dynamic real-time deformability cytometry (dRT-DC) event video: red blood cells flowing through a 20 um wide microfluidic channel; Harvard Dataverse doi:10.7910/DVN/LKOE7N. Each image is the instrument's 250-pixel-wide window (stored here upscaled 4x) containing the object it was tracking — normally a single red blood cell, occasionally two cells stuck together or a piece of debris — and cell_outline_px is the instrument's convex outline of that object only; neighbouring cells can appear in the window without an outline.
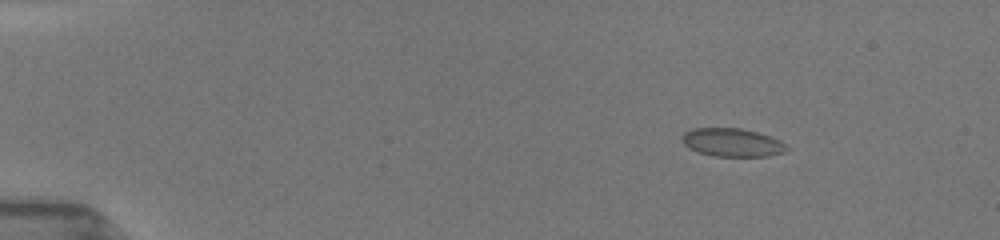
{"species": "common noctule bat (a hibernating species)", "species_latin": "Nyctalus noctula", "temperature_condition": "room temperature", "stored_images_in_passage": 46, "camera_frame_rate_fps": 3000, "um_per_image_px": 0.085, "animal": {"sex": "female", "body_mass_g": 19.5, "forearm_length_mm": 54.1}, "frame": {"image": 1, "passage_image": 4, "time_ms": 2.0, "image_size_px": [1000, 240], "cell_outline_px": [[788, 148], [784, 152], [768, 156], [712, 156], [688, 148], [680, 140], [680, 136], [684, 132], [692, 128], [740, 128], [756, 132], [780, 140], [788, 144]], "centroid_in_image_um": [62.2, 12.11], "position_along_channel_um": 22.8, "area_um2": 17.34}}
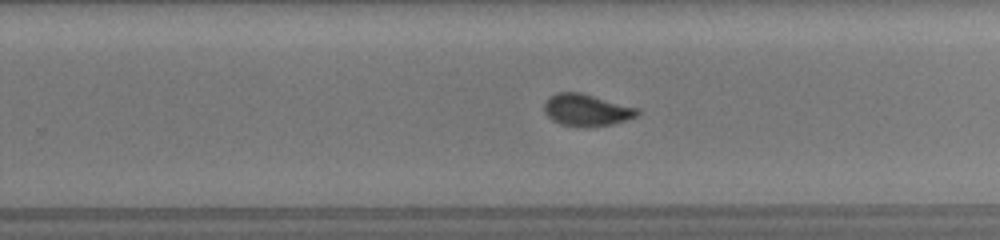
{"frame": {"image": 2, "passage_image": 22, "time_ms": 11.0, "image_size_px": [1000, 240], "cell_outline_px": [[640, 116], [612, 124], [588, 128], [584, 128], [560, 124], [552, 120], [544, 112], [544, 104], [548, 96], [556, 92], [580, 92], [640, 108]], "centroid_in_image_um": [49.88, 9.36], "position_along_channel_um": 279.9, "area_um2": 17.8}}
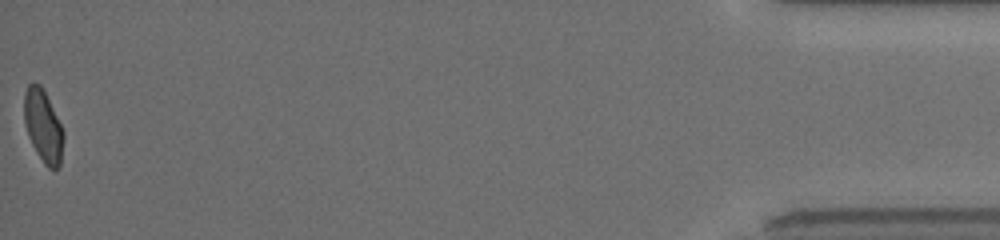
{"frame": {"image": 3, "passage_image": 46, "time_ms": 17.0, "image_size_px": [1000, 240], "cell_outline_px": [[64, 136], [60, 164], [52, 172], [44, 164], [36, 152], [28, 136], [24, 120], [24, 92], [28, 84], [40, 84], [64, 132]], "centroid_in_image_um": [3.65, 10.76], "position_along_channel_um": 431.5, "area_um2": 16.36}, "authors_computed_cell_mechanics": {"area_um2": 17.1377, "velocity_mm_per_s": 3.9831, "shape_relaxation_time_tau1_ms": 6.6973, "shape_relaxation_time_tau2_ms": 0.6521, "deformation_change_tau1": 0.1695, "deformation_change_tau2": 0.0573}}